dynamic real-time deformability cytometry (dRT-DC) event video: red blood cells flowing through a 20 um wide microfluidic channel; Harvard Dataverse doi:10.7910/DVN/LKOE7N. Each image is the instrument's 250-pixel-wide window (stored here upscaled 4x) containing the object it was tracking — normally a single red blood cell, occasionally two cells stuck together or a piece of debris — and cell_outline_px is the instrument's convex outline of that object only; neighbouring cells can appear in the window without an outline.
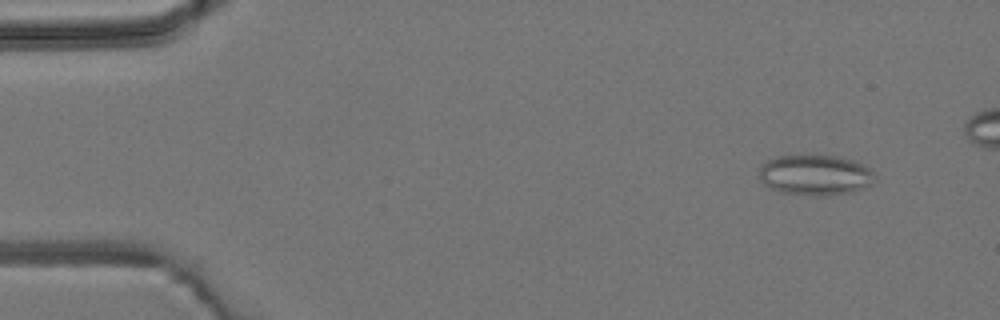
{"species": "common noctule bat (a hibernating species)", "species_latin": "Nyctalus noctula", "temperature_condition": "room temperature", "stored_images_in_passage": 5, "camera_frame_rate_fps": 3000, "um_per_image_px": 0.085, "animal": {"sex": "male", "body_mass_g": 19.2, "forearm_length_mm": 51.8}, "frame": {"image": 1, "passage_image": 1, "time_ms": 0.0, "image_size_px": [1000, 320], "cell_outline_px": [[876, 176], [872, 184], [864, 188], [852, 192], [824, 196], [816, 196], [780, 192], [764, 184], [760, 180], [760, 164], [776, 156], [804, 152], [808, 152], [840, 156], [864, 164]], "centroid_in_image_um": [69.28, 14.82], "position_along_channel_um": 15.7, "area_um2": 28.32}}